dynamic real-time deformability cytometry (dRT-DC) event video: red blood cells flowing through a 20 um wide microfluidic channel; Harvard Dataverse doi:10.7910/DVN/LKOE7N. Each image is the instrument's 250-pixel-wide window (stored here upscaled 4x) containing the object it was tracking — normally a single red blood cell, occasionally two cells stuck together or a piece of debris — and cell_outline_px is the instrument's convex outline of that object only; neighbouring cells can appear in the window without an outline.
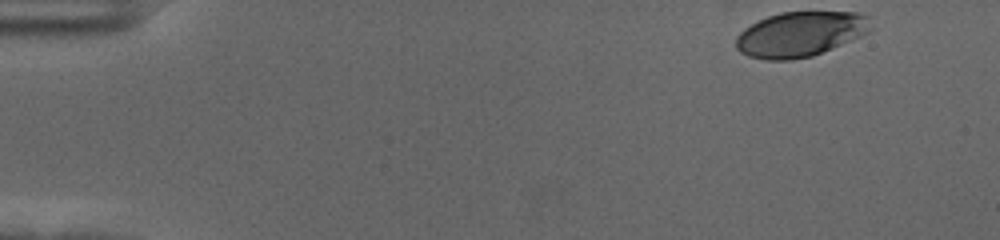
{"species": "human", "species_latin": "Homo sapiens", "temperature_condition": "cold", "stored_images_in_passage": 53, "camera_frame_rate_fps": 3000, "um_per_image_px": 0.085, "donor": {"sex": "female"}, "frame": {"image": 1, "passage_image": 1, "time_ms": 0.0, "image_size_px": [1000, 240], "cell_outline_px": [[872, 28], [868, 32], [860, 36], [812, 56], [792, 60], [768, 60], [748, 56], [740, 52], [736, 48], [736, 36], [744, 28], [768, 16], [780, 12], [856, 12], [868, 16]], "centroid_in_image_um": [68.0, 2.9], "position_along_channel_um": 17.0, "area_um2": 35.2}}
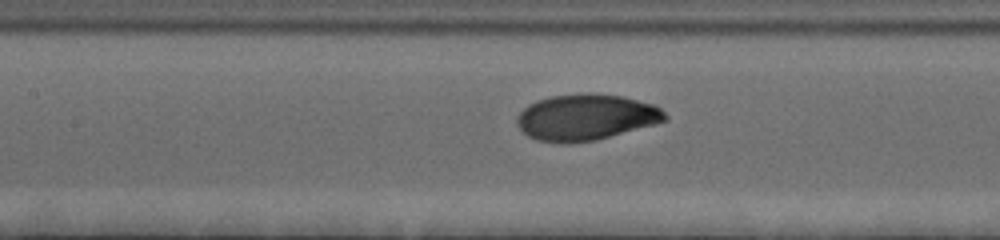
{"frame": {"image": 2, "passage_image": 23, "time_ms": 7.333, "image_size_px": [1000, 240], "cell_outline_px": [[668, 120], [656, 124], [596, 140], [568, 144], [560, 144], [536, 140], [528, 136], [516, 124], [516, 116], [528, 104], [536, 100], [552, 96], [584, 92], [620, 96], [652, 104], [660, 108], [668, 116]], "centroid_in_image_um": [49.77, 9.98], "position_along_channel_um": 157.6, "area_um2": 40.06}}
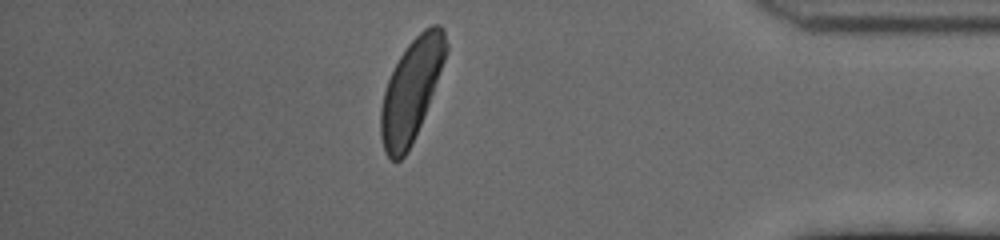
{"frame": {"image": 3, "passage_image": 46, "time_ms": 15.0, "image_size_px": [1000, 240], "cell_outline_px": [[448, 52], [428, 104], [420, 124], [408, 152], [400, 160], [392, 160], [384, 152], [380, 136], [380, 108], [384, 92], [388, 80], [400, 56], [408, 44], [424, 28], [432, 24], [440, 24], [444, 28], [448, 44]], "centroid_in_image_um": [34.96, 7.64], "position_along_channel_um": 400.2, "area_um2": 38.26}, "authors_computed_cell_mechanics": {"area_um2": 38.2636, "velocity_mm_per_s": 3.5753, "shape_relaxation_time_tau1_ms": 2.9817, "shape_relaxation_time_tau2_ms": null, "deformation_change_tau1": 0.1591, "deformation_change_tau2": null}}